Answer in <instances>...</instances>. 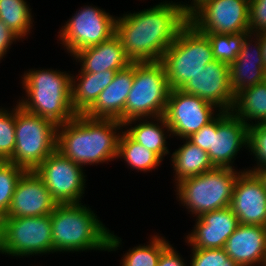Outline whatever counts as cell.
Returning a JSON list of instances; mask_svg holds the SVG:
<instances>
[{
    "instance_id": "836d02e7",
    "label": "cell",
    "mask_w": 266,
    "mask_h": 266,
    "mask_svg": "<svg viewBox=\"0 0 266 266\" xmlns=\"http://www.w3.org/2000/svg\"><path fill=\"white\" fill-rule=\"evenodd\" d=\"M190 266H238L224 248L191 249Z\"/></svg>"
},
{
    "instance_id": "7c38bea8",
    "label": "cell",
    "mask_w": 266,
    "mask_h": 266,
    "mask_svg": "<svg viewBox=\"0 0 266 266\" xmlns=\"http://www.w3.org/2000/svg\"><path fill=\"white\" fill-rule=\"evenodd\" d=\"M34 172L43 181L57 204L81 202L86 187L83 167L58 150L52 152Z\"/></svg>"
},
{
    "instance_id": "e575fe53",
    "label": "cell",
    "mask_w": 266,
    "mask_h": 266,
    "mask_svg": "<svg viewBox=\"0 0 266 266\" xmlns=\"http://www.w3.org/2000/svg\"><path fill=\"white\" fill-rule=\"evenodd\" d=\"M249 32L251 34L266 32V0L249 1Z\"/></svg>"
},
{
    "instance_id": "d6a6232c",
    "label": "cell",
    "mask_w": 266,
    "mask_h": 266,
    "mask_svg": "<svg viewBox=\"0 0 266 266\" xmlns=\"http://www.w3.org/2000/svg\"><path fill=\"white\" fill-rule=\"evenodd\" d=\"M249 152L255 156L257 166L252 169H247L249 172L266 166V122L252 124L248 126V144Z\"/></svg>"
},
{
    "instance_id": "e0dca14e",
    "label": "cell",
    "mask_w": 266,
    "mask_h": 266,
    "mask_svg": "<svg viewBox=\"0 0 266 266\" xmlns=\"http://www.w3.org/2000/svg\"><path fill=\"white\" fill-rule=\"evenodd\" d=\"M57 203L34 171H26L19 179L5 217L50 215Z\"/></svg>"
},
{
    "instance_id": "8fae6325",
    "label": "cell",
    "mask_w": 266,
    "mask_h": 266,
    "mask_svg": "<svg viewBox=\"0 0 266 266\" xmlns=\"http://www.w3.org/2000/svg\"><path fill=\"white\" fill-rule=\"evenodd\" d=\"M103 9L85 6L69 19L59 32V39L67 52H76L98 45L115 34L116 17Z\"/></svg>"
},
{
    "instance_id": "9a60e30c",
    "label": "cell",
    "mask_w": 266,
    "mask_h": 266,
    "mask_svg": "<svg viewBox=\"0 0 266 266\" xmlns=\"http://www.w3.org/2000/svg\"><path fill=\"white\" fill-rule=\"evenodd\" d=\"M180 90L213 104L218 108L216 112L231 111L235 101L230 86L229 65L217 60L208 63L205 70L191 77Z\"/></svg>"
},
{
    "instance_id": "5b68a950",
    "label": "cell",
    "mask_w": 266,
    "mask_h": 266,
    "mask_svg": "<svg viewBox=\"0 0 266 266\" xmlns=\"http://www.w3.org/2000/svg\"><path fill=\"white\" fill-rule=\"evenodd\" d=\"M214 60L208 37L187 22L164 52L160 62L165 68L169 88L180 89Z\"/></svg>"
},
{
    "instance_id": "1f68e13d",
    "label": "cell",
    "mask_w": 266,
    "mask_h": 266,
    "mask_svg": "<svg viewBox=\"0 0 266 266\" xmlns=\"http://www.w3.org/2000/svg\"><path fill=\"white\" fill-rule=\"evenodd\" d=\"M15 107L0 108V161H8L15 149Z\"/></svg>"
},
{
    "instance_id": "ab89813d",
    "label": "cell",
    "mask_w": 266,
    "mask_h": 266,
    "mask_svg": "<svg viewBox=\"0 0 266 266\" xmlns=\"http://www.w3.org/2000/svg\"><path fill=\"white\" fill-rule=\"evenodd\" d=\"M4 217L5 215L0 212V253L3 245V238H4Z\"/></svg>"
},
{
    "instance_id": "7a4b0ae2",
    "label": "cell",
    "mask_w": 266,
    "mask_h": 266,
    "mask_svg": "<svg viewBox=\"0 0 266 266\" xmlns=\"http://www.w3.org/2000/svg\"><path fill=\"white\" fill-rule=\"evenodd\" d=\"M123 123L115 119H93L76 115L58 125L56 150L80 166L113 161ZM118 132V133H117Z\"/></svg>"
},
{
    "instance_id": "6da1fadb",
    "label": "cell",
    "mask_w": 266,
    "mask_h": 266,
    "mask_svg": "<svg viewBox=\"0 0 266 266\" xmlns=\"http://www.w3.org/2000/svg\"><path fill=\"white\" fill-rule=\"evenodd\" d=\"M187 22L175 2L163 1L148 9L116 17L115 34L132 63L157 62Z\"/></svg>"
},
{
    "instance_id": "d4e9b609",
    "label": "cell",
    "mask_w": 266,
    "mask_h": 266,
    "mask_svg": "<svg viewBox=\"0 0 266 266\" xmlns=\"http://www.w3.org/2000/svg\"><path fill=\"white\" fill-rule=\"evenodd\" d=\"M185 141L171 155L176 184L185 178L196 176L215 168L206 151L194 145L188 139H185Z\"/></svg>"
},
{
    "instance_id": "4316f807",
    "label": "cell",
    "mask_w": 266,
    "mask_h": 266,
    "mask_svg": "<svg viewBox=\"0 0 266 266\" xmlns=\"http://www.w3.org/2000/svg\"><path fill=\"white\" fill-rule=\"evenodd\" d=\"M123 158L130 168L140 171H151L160 165L162 160L152 151L134 141L125 131L120 134L117 158ZM151 169V170H150Z\"/></svg>"
},
{
    "instance_id": "4fadbf2b",
    "label": "cell",
    "mask_w": 266,
    "mask_h": 266,
    "mask_svg": "<svg viewBox=\"0 0 266 266\" xmlns=\"http://www.w3.org/2000/svg\"><path fill=\"white\" fill-rule=\"evenodd\" d=\"M214 109L218 110L196 95L184 93L180 89H170L163 115L170 128L169 138L171 135L183 138V141L189 138L218 115Z\"/></svg>"
},
{
    "instance_id": "ffe728a7",
    "label": "cell",
    "mask_w": 266,
    "mask_h": 266,
    "mask_svg": "<svg viewBox=\"0 0 266 266\" xmlns=\"http://www.w3.org/2000/svg\"><path fill=\"white\" fill-rule=\"evenodd\" d=\"M224 250L238 266L264 265L266 226L239 224L228 237Z\"/></svg>"
},
{
    "instance_id": "3957f363",
    "label": "cell",
    "mask_w": 266,
    "mask_h": 266,
    "mask_svg": "<svg viewBox=\"0 0 266 266\" xmlns=\"http://www.w3.org/2000/svg\"><path fill=\"white\" fill-rule=\"evenodd\" d=\"M82 204H57L51 213L53 253L118 250L121 238L110 232L89 206Z\"/></svg>"
},
{
    "instance_id": "cb8c5ba5",
    "label": "cell",
    "mask_w": 266,
    "mask_h": 266,
    "mask_svg": "<svg viewBox=\"0 0 266 266\" xmlns=\"http://www.w3.org/2000/svg\"><path fill=\"white\" fill-rule=\"evenodd\" d=\"M145 119V120H144ZM148 118H137L131 119L123 123V126H130L127 130H124L134 141L141 144L145 148L154 152L162 161L164 156L168 155L170 152L167 149L166 134L171 133L168 124L163 116L154 117L153 121H148ZM142 122H141V121ZM157 121V123L155 122ZM134 127H131L132 123H137ZM155 122V123H154ZM160 124V125H159ZM164 128L166 129L164 130Z\"/></svg>"
},
{
    "instance_id": "52a82bcc",
    "label": "cell",
    "mask_w": 266,
    "mask_h": 266,
    "mask_svg": "<svg viewBox=\"0 0 266 266\" xmlns=\"http://www.w3.org/2000/svg\"><path fill=\"white\" fill-rule=\"evenodd\" d=\"M57 125L49 119L15 106V149L8 160L26 171H34L56 150Z\"/></svg>"
},
{
    "instance_id": "5bb4252c",
    "label": "cell",
    "mask_w": 266,
    "mask_h": 266,
    "mask_svg": "<svg viewBox=\"0 0 266 266\" xmlns=\"http://www.w3.org/2000/svg\"><path fill=\"white\" fill-rule=\"evenodd\" d=\"M249 1L210 0L188 22L203 34L249 32Z\"/></svg>"
},
{
    "instance_id": "60d3db41",
    "label": "cell",
    "mask_w": 266,
    "mask_h": 266,
    "mask_svg": "<svg viewBox=\"0 0 266 266\" xmlns=\"http://www.w3.org/2000/svg\"><path fill=\"white\" fill-rule=\"evenodd\" d=\"M255 173L261 179V181L263 182L264 188L266 189V166L256 170Z\"/></svg>"
},
{
    "instance_id": "277c9868",
    "label": "cell",
    "mask_w": 266,
    "mask_h": 266,
    "mask_svg": "<svg viewBox=\"0 0 266 266\" xmlns=\"http://www.w3.org/2000/svg\"><path fill=\"white\" fill-rule=\"evenodd\" d=\"M71 75L57 69L24 72L22 85L28 98L19 100V106L57 126L72 120L76 113L71 103Z\"/></svg>"
},
{
    "instance_id": "8992f818",
    "label": "cell",
    "mask_w": 266,
    "mask_h": 266,
    "mask_svg": "<svg viewBox=\"0 0 266 266\" xmlns=\"http://www.w3.org/2000/svg\"><path fill=\"white\" fill-rule=\"evenodd\" d=\"M241 172L217 168L185 178L176 184L177 199L197 217L230 206L235 182Z\"/></svg>"
},
{
    "instance_id": "8d00e7d4",
    "label": "cell",
    "mask_w": 266,
    "mask_h": 266,
    "mask_svg": "<svg viewBox=\"0 0 266 266\" xmlns=\"http://www.w3.org/2000/svg\"><path fill=\"white\" fill-rule=\"evenodd\" d=\"M157 266H187L176 249L169 245L162 253Z\"/></svg>"
},
{
    "instance_id": "9c48e42d",
    "label": "cell",
    "mask_w": 266,
    "mask_h": 266,
    "mask_svg": "<svg viewBox=\"0 0 266 266\" xmlns=\"http://www.w3.org/2000/svg\"><path fill=\"white\" fill-rule=\"evenodd\" d=\"M169 92L165 68L160 61L134 63V79L125 103L124 123L131 119L153 120L163 116Z\"/></svg>"
},
{
    "instance_id": "f1b7e54d",
    "label": "cell",
    "mask_w": 266,
    "mask_h": 266,
    "mask_svg": "<svg viewBox=\"0 0 266 266\" xmlns=\"http://www.w3.org/2000/svg\"><path fill=\"white\" fill-rule=\"evenodd\" d=\"M149 245H139L123 255L122 266H157L161 253L170 245L165 237L154 235Z\"/></svg>"
},
{
    "instance_id": "ba28073f",
    "label": "cell",
    "mask_w": 266,
    "mask_h": 266,
    "mask_svg": "<svg viewBox=\"0 0 266 266\" xmlns=\"http://www.w3.org/2000/svg\"><path fill=\"white\" fill-rule=\"evenodd\" d=\"M187 139L208 153L214 167L235 169V156L244 145L247 148L248 125L231 111H220Z\"/></svg>"
},
{
    "instance_id": "484cf974",
    "label": "cell",
    "mask_w": 266,
    "mask_h": 266,
    "mask_svg": "<svg viewBox=\"0 0 266 266\" xmlns=\"http://www.w3.org/2000/svg\"><path fill=\"white\" fill-rule=\"evenodd\" d=\"M231 112L248 126L252 125L249 120H254L255 124L265 122L266 81L239 92L235 96V101Z\"/></svg>"
},
{
    "instance_id": "603a6c76",
    "label": "cell",
    "mask_w": 266,
    "mask_h": 266,
    "mask_svg": "<svg viewBox=\"0 0 266 266\" xmlns=\"http://www.w3.org/2000/svg\"><path fill=\"white\" fill-rule=\"evenodd\" d=\"M116 72L106 70L99 73H79L77 78L71 76V103L76 115H84L95 104L99 94L112 82Z\"/></svg>"
},
{
    "instance_id": "ac0fdd59",
    "label": "cell",
    "mask_w": 266,
    "mask_h": 266,
    "mask_svg": "<svg viewBox=\"0 0 266 266\" xmlns=\"http://www.w3.org/2000/svg\"><path fill=\"white\" fill-rule=\"evenodd\" d=\"M196 221L193 231L186 237L192 249L224 248L228 237L240 224L230 206L206 212Z\"/></svg>"
},
{
    "instance_id": "f546056e",
    "label": "cell",
    "mask_w": 266,
    "mask_h": 266,
    "mask_svg": "<svg viewBox=\"0 0 266 266\" xmlns=\"http://www.w3.org/2000/svg\"><path fill=\"white\" fill-rule=\"evenodd\" d=\"M250 32L238 34H205L212 46L214 59L230 65L240 53L242 43Z\"/></svg>"
},
{
    "instance_id": "74e56055",
    "label": "cell",
    "mask_w": 266,
    "mask_h": 266,
    "mask_svg": "<svg viewBox=\"0 0 266 266\" xmlns=\"http://www.w3.org/2000/svg\"><path fill=\"white\" fill-rule=\"evenodd\" d=\"M210 0H192L191 4L176 3L182 14L189 19L199 8Z\"/></svg>"
},
{
    "instance_id": "30bf717a",
    "label": "cell",
    "mask_w": 266,
    "mask_h": 266,
    "mask_svg": "<svg viewBox=\"0 0 266 266\" xmlns=\"http://www.w3.org/2000/svg\"><path fill=\"white\" fill-rule=\"evenodd\" d=\"M28 257L53 253L51 214L34 217H4L1 254Z\"/></svg>"
},
{
    "instance_id": "2e32d148",
    "label": "cell",
    "mask_w": 266,
    "mask_h": 266,
    "mask_svg": "<svg viewBox=\"0 0 266 266\" xmlns=\"http://www.w3.org/2000/svg\"><path fill=\"white\" fill-rule=\"evenodd\" d=\"M230 208L240 224L266 226V189L255 172L241 171L234 185Z\"/></svg>"
},
{
    "instance_id": "d590c367",
    "label": "cell",
    "mask_w": 266,
    "mask_h": 266,
    "mask_svg": "<svg viewBox=\"0 0 266 266\" xmlns=\"http://www.w3.org/2000/svg\"><path fill=\"white\" fill-rule=\"evenodd\" d=\"M20 38L13 33L0 19V61L7 54L11 44Z\"/></svg>"
},
{
    "instance_id": "7402d4cb",
    "label": "cell",
    "mask_w": 266,
    "mask_h": 266,
    "mask_svg": "<svg viewBox=\"0 0 266 266\" xmlns=\"http://www.w3.org/2000/svg\"><path fill=\"white\" fill-rule=\"evenodd\" d=\"M73 57L80 62V73H99L106 70L120 71L131 65L121 40L114 34L98 45L84 48Z\"/></svg>"
},
{
    "instance_id": "d6986e66",
    "label": "cell",
    "mask_w": 266,
    "mask_h": 266,
    "mask_svg": "<svg viewBox=\"0 0 266 266\" xmlns=\"http://www.w3.org/2000/svg\"><path fill=\"white\" fill-rule=\"evenodd\" d=\"M253 42L255 43L252 48ZM229 73L230 86L235 96L246 88L266 81L260 34L249 33L245 37L240 53L235 61L229 65Z\"/></svg>"
},
{
    "instance_id": "44dd1931",
    "label": "cell",
    "mask_w": 266,
    "mask_h": 266,
    "mask_svg": "<svg viewBox=\"0 0 266 266\" xmlns=\"http://www.w3.org/2000/svg\"><path fill=\"white\" fill-rule=\"evenodd\" d=\"M134 79V63L117 71L112 82L99 94L95 104L84 114L93 119H115L124 123V110Z\"/></svg>"
},
{
    "instance_id": "83f0119b",
    "label": "cell",
    "mask_w": 266,
    "mask_h": 266,
    "mask_svg": "<svg viewBox=\"0 0 266 266\" xmlns=\"http://www.w3.org/2000/svg\"><path fill=\"white\" fill-rule=\"evenodd\" d=\"M32 17L26 0H0V19L20 39L31 33Z\"/></svg>"
},
{
    "instance_id": "f35d334b",
    "label": "cell",
    "mask_w": 266,
    "mask_h": 266,
    "mask_svg": "<svg viewBox=\"0 0 266 266\" xmlns=\"http://www.w3.org/2000/svg\"><path fill=\"white\" fill-rule=\"evenodd\" d=\"M260 41L262 46V56L264 60V66L266 68V32L260 33Z\"/></svg>"
},
{
    "instance_id": "4dcf8cb0",
    "label": "cell",
    "mask_w": 266,
    "mask_h": 266,
    "mask_svg": "<svg viewBox=\"0 0 266 266\" xmlns=\"http://www.w3.org/2000/svg\"><path fill=\"white\" fill-rule=\"evenodd\" d=\"M25 169L9 161H0V212L7 213L16 185Z\"/></svg>"
}]
</instances>
